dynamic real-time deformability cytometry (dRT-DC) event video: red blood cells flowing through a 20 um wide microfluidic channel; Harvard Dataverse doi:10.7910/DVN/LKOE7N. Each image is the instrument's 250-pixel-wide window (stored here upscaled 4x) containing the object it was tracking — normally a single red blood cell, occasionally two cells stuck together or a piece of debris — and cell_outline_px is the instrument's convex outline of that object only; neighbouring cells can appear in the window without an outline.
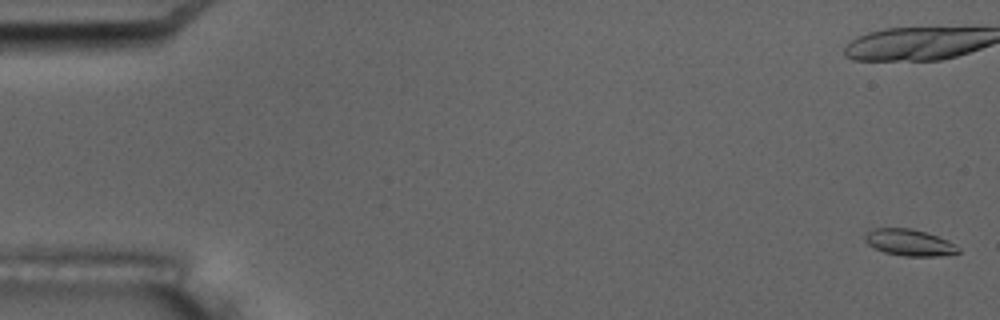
{"species": "common noctule bat (a hibernating species)", "species_latin": "Nyctalus noctula", "temperature_condition": "room temperature", "stored_images_in_passage": 6, "camera_frame_rate_fps": 3000, "um_per_image_px": 0.085, "animal": {"sex": "male", "body_mass_g": 17.5, "forearm_length_mm": 52.3}, "frame": {"image": 1, "passage_image": 1, "time_ms": 0.0, "image_size_px": [1000, 320], "cell_outline_px": [[960, 252], [936, 256], [904, 256], [884, 252], [868, 244], [864, 240], [864, 236], [872, 228], [912, 228], [948, 240], [960, 248]], "centroid_in_image_um": [77.28, 20.61], "position_along_channel_um": 7.7, "area_um2": 14.28}}